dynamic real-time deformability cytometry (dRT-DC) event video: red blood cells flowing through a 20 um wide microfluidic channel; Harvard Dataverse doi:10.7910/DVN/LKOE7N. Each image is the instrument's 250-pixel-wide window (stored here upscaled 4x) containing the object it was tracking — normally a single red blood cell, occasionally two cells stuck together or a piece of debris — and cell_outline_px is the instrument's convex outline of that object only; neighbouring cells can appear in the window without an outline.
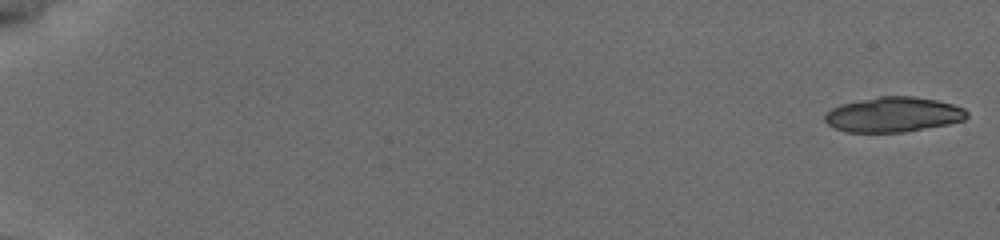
{"species": "common noctule bat (a hibernating species)", "species_latin": "Nyctalus noctula", "temperature_condition": "cold", "stored_images_in_passage": 8, "camera_frame_rate_fps": 3000, "um_per_image_px": 0.085, "animal": {"sex": "female", "body_mass_g": 19.5, "forearm_length_mm": 54.1}, "frame": {"image": 1, "passage_image": 1, "time_ms": 0.0, "image_size_px": [1000, 240], "cell_outline_px": [[968, 116], [964, 120], [948, 124], [904, 132], [848, 132], [836, 128], [828, 124], [824, 120], [824, 116], [832, 108], [840, 104], [880, 96], [912, 96], [936, 100], [952, 104], [964, 108], [968, 112]], "centroid_in_image_um": [75.94, 9.74], "position_along_channel_um": 9.1, "area_um2": 28.84}}